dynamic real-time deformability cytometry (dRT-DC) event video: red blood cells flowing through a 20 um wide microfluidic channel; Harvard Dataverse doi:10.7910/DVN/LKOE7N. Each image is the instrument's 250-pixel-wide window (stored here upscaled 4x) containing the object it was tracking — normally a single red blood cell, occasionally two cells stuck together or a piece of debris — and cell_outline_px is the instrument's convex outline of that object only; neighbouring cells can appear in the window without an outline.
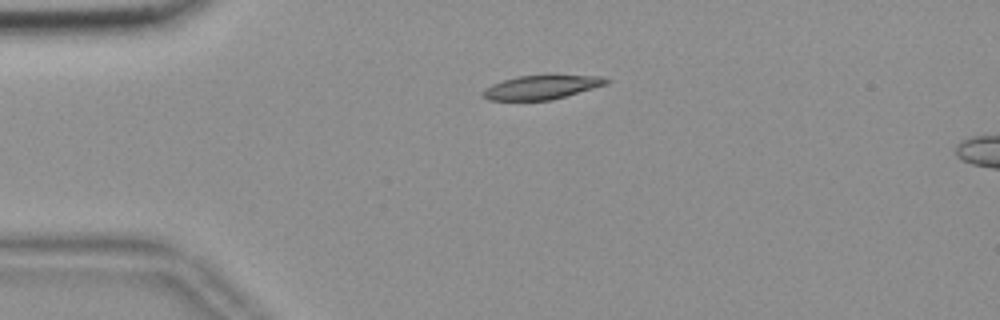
{"species": "common noctule bat (a hibernating species)", "species_latin": "Nyctalus noctula", "temperature_condition": "room temperature", "stored_images_in_passage": 39, "camera_frame_rate_fps": 3000, "um_per_image_px": 0.085, "animal": {"sex": "female", "body_mass_g": 18.4}, "frame": {"image": 1, "passage_image": 13, "time_ms": 4.0, "image_size_px": [1000, 320], "cell_outline_px": [[612, 80], [608, 84], [552, 100], [488, 100], [480, 96], [480, 92], [492, 84], [516, 76], [604, 76]], "centroid_in_image_um": [46.02, 7.43], "position_along_channel_um": 39.0, "area_um2": 17.17}}